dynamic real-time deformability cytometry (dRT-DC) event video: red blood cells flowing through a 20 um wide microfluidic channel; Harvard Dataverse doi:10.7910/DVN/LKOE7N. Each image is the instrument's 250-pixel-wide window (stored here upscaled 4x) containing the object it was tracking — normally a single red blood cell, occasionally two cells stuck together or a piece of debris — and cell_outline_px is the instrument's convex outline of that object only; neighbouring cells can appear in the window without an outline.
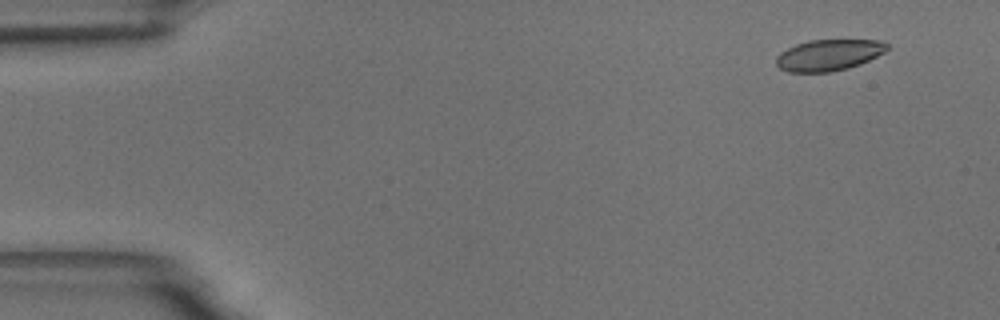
{"species": "common noctule bat (a hibernating species)", "species_latin": "Nyctalus noctula", "temperature_condition": "room temperature", "stored_images_in_passage": 53, "camera_frame_rate_fps": 3000, "um_per_image_px": 0.085, "animal": {"sex": "male", "body_mass_g": 18.8}, "frame": {"image": 1, "passage_image": 2, "time_ms": 0.333, "image_size_px": [1000, 320], "cell_outline_px": [[888, 48], [884, 52], [860, 64], [848, 68], [832, 72], [788, 72], [780, 68], [776, 64], [776, 56], [780, 52], [796, 44], [812, 40], [884, 40], [888, 44]], "centroid_in_image_um": [70.44, 4.68], "position_along_channel_um": 14.6, "area_um2": 20.17}}
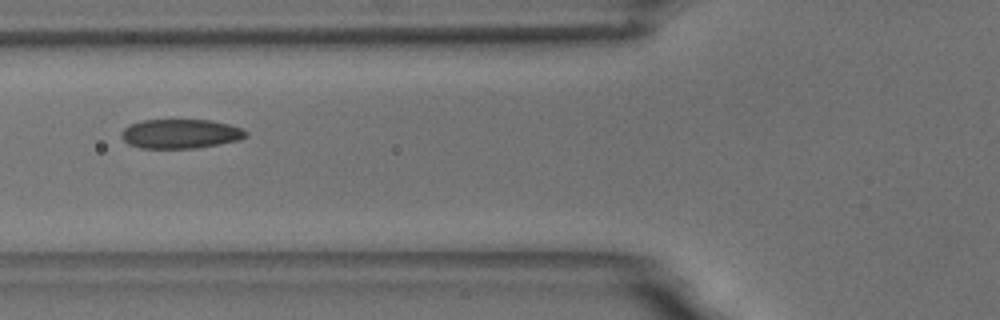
{"frame": {"image": 2, "passage_image": 19, "time_ms": 6.0, "image_size_px": [1000, 320], "cell_outline_px": [[248, 136], [240, 140], [220, 144], [196, 148], [140, 148], [128, 144], [120, 136], [120, 132], [128, 124], [140, 120], [212, 120], [228, 124], [240, 128], [248, 132]], "centroid_in_image_um": [15.32, 11.37], "position_along_channel_um": 110.5, "area_um2": 21.5}}
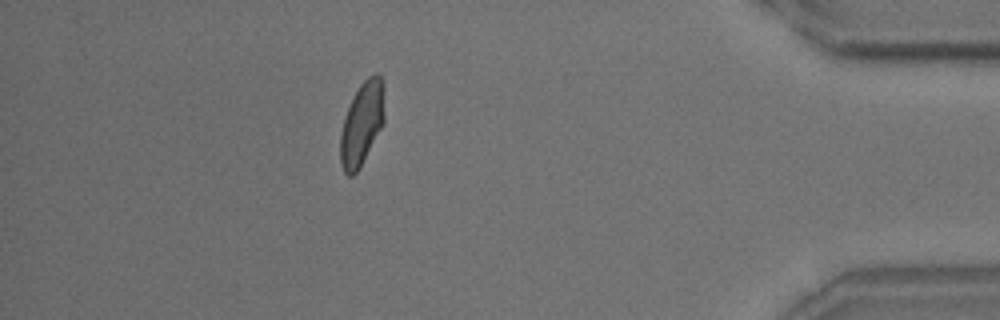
{"frame": {"image": 3, "passage_image": 47, "time_ms": 15.333, "image_size_px": [1000, 320], "cell_outline_px": [[384, 124], [356, 172], [352, 176], [348, 176], [344, 172], [340, 164], [340, 132], [348, 108], [360, 84], [368, 76], [376, 72], [380, 76], [384, 84]], "centroid_in_image_um": [30.77, 10.49], "position_along_channel_um": 404.4, "area_um2": 21.33}, "authors_computed_cell_mechanics": {"area_um2": 21.386, "velocity_mm_per_s": 3.6317, "shape_relaxation_time_tau1_ms": 4.5456, "shape_relaxation_time_tau2_ms": 1.275, "deformation_change_tau1": 0.1394, "deformation_change_tau2": 0.0654}}